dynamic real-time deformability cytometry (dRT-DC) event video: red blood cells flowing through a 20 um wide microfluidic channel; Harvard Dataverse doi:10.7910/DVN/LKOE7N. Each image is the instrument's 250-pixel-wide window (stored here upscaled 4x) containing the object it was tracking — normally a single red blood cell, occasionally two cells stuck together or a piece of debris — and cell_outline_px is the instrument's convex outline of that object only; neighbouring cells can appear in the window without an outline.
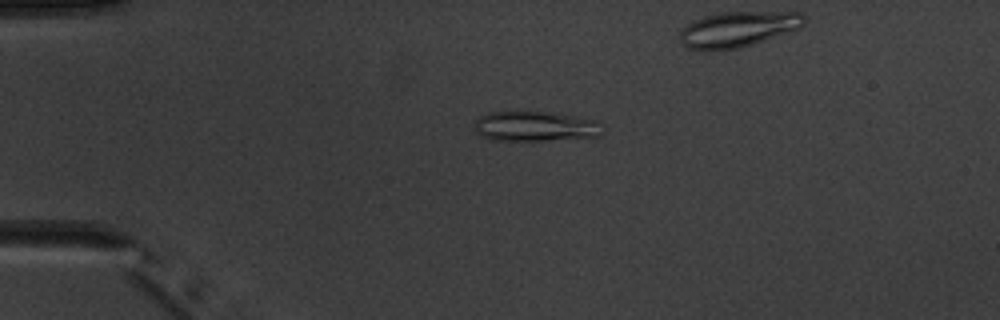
{"species": "common noctule bat (a hibernating species)", "species_latin": "Nyctalus noctula", "temperature_condition": "warm", "stored_images_in_passage": 5, "camera_frame_rate_fps": 3000, "um_per_image_px": 0.085, "animal": {"sex": "male", "body_mass_g": 20.1, "forearm_length_mm": 53.5}, "frame": {"image": 1, "passage_image": 3, "time_ms": 2.333, "image_size_px": [1000, 320], "cell_outline_px": [[604, 124], [600, 136], [544, 140], [488, 140], [480, 136], [472, 128], [472, 124], [480, 116], [488, 112], [524, 108], [576, 116], [596, 120]], "centroid_in_image_um": [45.41, 10.68], "position_along_channel_um": 39.6, "area_um2": 23.52}}